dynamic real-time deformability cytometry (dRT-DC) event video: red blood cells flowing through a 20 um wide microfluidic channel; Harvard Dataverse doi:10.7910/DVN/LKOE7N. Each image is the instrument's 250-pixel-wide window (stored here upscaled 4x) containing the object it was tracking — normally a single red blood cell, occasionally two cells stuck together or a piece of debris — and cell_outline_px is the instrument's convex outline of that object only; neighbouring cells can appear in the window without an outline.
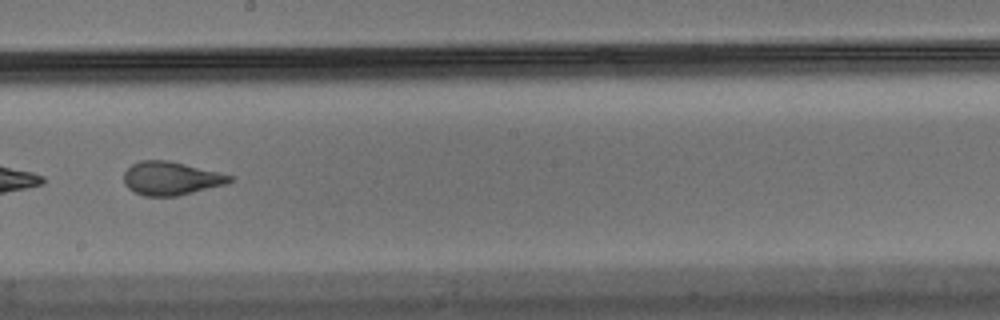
{"species": "Egyptian fruit bat (a non-hibernating species)", "species_latin": "Rousettus aegyptiacus", "temperature_condition": "warm", "stored_images_in_passage": 34, "segment_of_instrument_passage": [2, 2], "camera_frame_rate_fps": 3000, "um_per_image_px": 0.085, "animal": {"sex": "male"}, "frame": {"image": 1, "passage_image": 32, "time_ms": 10.333, "image_size_px": [1000, 320], "cell_outline_px": [[232, 180], [228, 184], [176, 196], [144, 196], [128, 188], [124, 184], [124, 172], [132, 164], [140, 160], [168, 160], [232, 176]], "centroid_in_image_um": [14.5, 15.16], "position_along_channel_um": 233.7, "area_um2": 20.4}}